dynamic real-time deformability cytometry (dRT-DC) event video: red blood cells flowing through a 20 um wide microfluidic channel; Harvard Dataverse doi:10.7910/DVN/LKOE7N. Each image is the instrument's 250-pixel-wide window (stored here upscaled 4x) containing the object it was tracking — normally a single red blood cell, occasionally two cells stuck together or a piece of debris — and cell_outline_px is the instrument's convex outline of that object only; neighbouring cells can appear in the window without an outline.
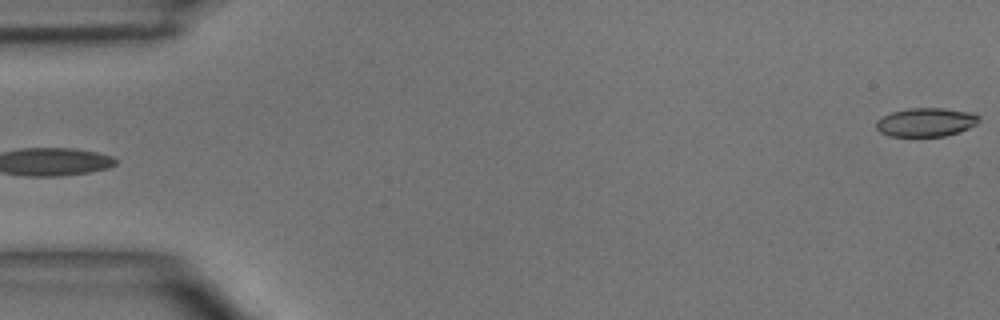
{"species": "common noctule bat (a hibernating species)", "species_latin": "Nyctalus noctula", "temperature_condition": "room temperature", "stored_images_in_passage": 4, "camera_frame_rate_fps": 3000, "um_per_image_px": 0.085, "animal": {"sex": "male", "body_mass_g": 15.6}, "frame": {"image": 1, "passage_image": 4, "time_ms": 3.333, "image_size_px": [1000, 320], "cell_outline_px": [[980, 120], [976, 124], [960, 132], [944, 136], [888, 136], [880, 132], [876, 128], [876, 120], [892, 112], [908, 108], [944, 108], [972, 112], [980, 116]], "centroid_in_image_um": [78.72, 10.38], "position_along_channel_um": 6.3, "area_um2": 17.28}}